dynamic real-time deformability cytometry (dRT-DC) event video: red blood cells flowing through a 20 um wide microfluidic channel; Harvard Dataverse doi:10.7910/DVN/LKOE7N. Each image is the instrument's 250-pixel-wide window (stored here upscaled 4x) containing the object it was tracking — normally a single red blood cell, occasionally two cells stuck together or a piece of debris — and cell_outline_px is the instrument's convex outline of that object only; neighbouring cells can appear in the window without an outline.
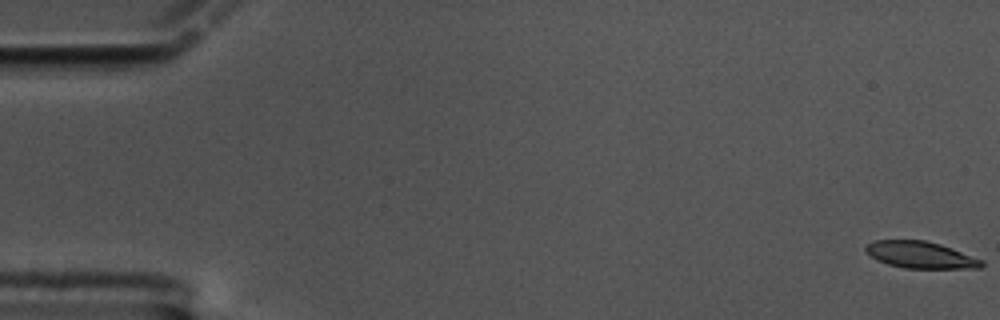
{"species": "common noctule bat (a hibernating species)", "species_latin": "Nyctalus noctula", "temperature_condition": "cold", "stored_images_in_passage": 18, "camera_frame_rate_fps": 3000, "um_per_image_px": 0.085, "animal": {"sex": "male", "body_mass_g": 17.5, "forearm_length_mm": 52.3}, "frame": {"image": 1, "passage_image": 1, "time_ms": 0.0, "image_size_px": [1000, 320], "cell_outline_px": [[984, 264], [980, 268], [904, 268], [888, 264], [872, 256], [864, 248], [868, 244], [876, 240], [924, 240], [940, 244], [952, 248], [984, 260]], "centroid_in_image_um": [78.3, 21.66], "position_along_channel_um": 6.7, "area_um2": 17.86}}
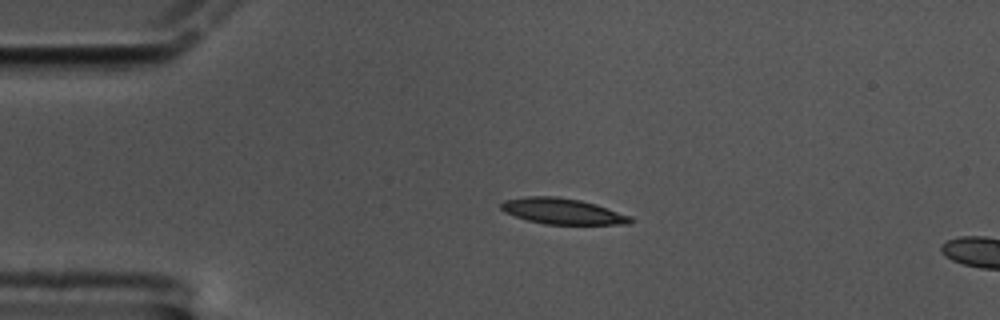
{"frame": {"image": 2, "passage_image": 14, "time_ms": 4.333, "image_size_px": [1000, 320], "cell_outline_px": [[632, 224], [544, 224], [528, 220], [504, 212], [500, 208], [500, 204], [504, 200], [524, 196], [556, 196], [580, 200], [596, 204], [632, 216]], "centroid_in_image_um": [47.81, 17.95], "position_along_channel_um": 37.2, "area_um2": 19.54}}